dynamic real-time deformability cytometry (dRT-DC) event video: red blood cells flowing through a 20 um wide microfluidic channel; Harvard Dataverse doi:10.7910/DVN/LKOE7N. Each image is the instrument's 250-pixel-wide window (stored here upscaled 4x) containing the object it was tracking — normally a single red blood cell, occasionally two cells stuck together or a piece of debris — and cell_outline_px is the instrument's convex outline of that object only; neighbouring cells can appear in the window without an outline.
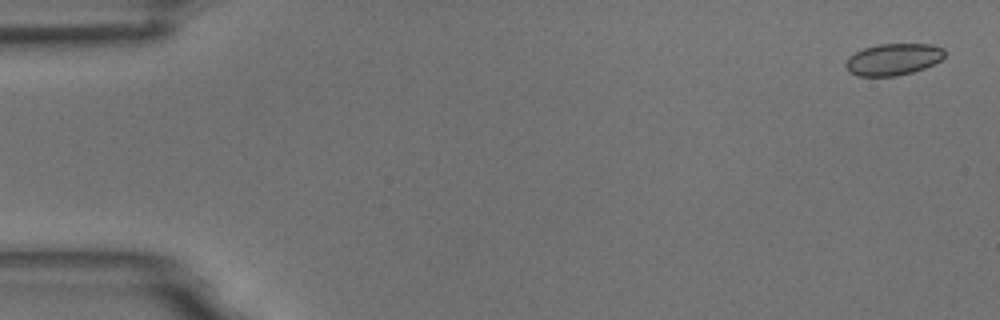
{"species": "common noctule bat (a hibernating species)", "species_latin": "Nyctalus noctula", "temperature_condition": "room temperature", "stored_images_in_passage": 54, "camera_frame_rate_fps": 3000, "um_per_image_px": 0.085, "animal": {"sex": "male", "body_mass_g": 18.8}, "frame": {"image": 1, "passage_image": 2, "time_ms": 0.333, "image_size_px": [1000, 320], "cell_outline_px": [[944, 56], [940, 60], [924, 68], [912, 72], [896, 76], [856, 76], [848, 72], [844, 64], [848, 56], [864, 48], [880, 44], [932, 44], [944, 48]], "centroid_in_image_um": [75.89, 5.05], "position_along_channel_um": 9.1, "area_um2": 18.32}}
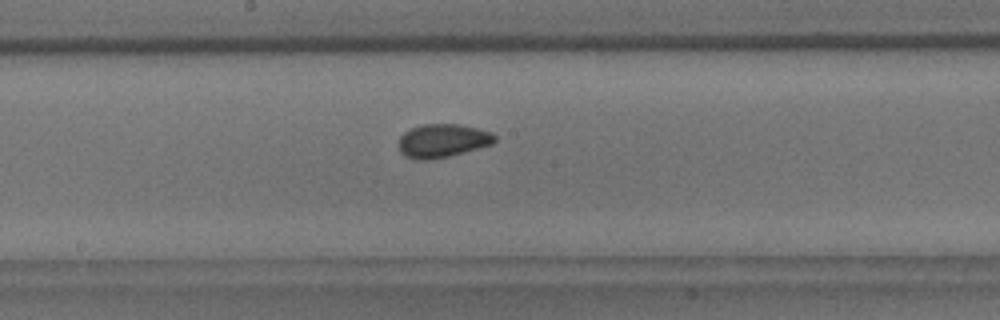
{"frame": {"image": 2, "passage_image": 29, "time_ms": 9.333, "image_size_px": [1000, 320], "cell_outline_px": [[496, 140], [492, 144], [464, 152], [448, 156], [428, 160], [416, 160], [404, 156], [400, 152], [400, 136], [404, 132], [412, 128], [424, 124], [460, 124], [492, 132], [496, 136]], "centroid_in_image_um": [37.62, 11.96], "position_along_channel_um": 210.6, "area_um2": 18.67}}
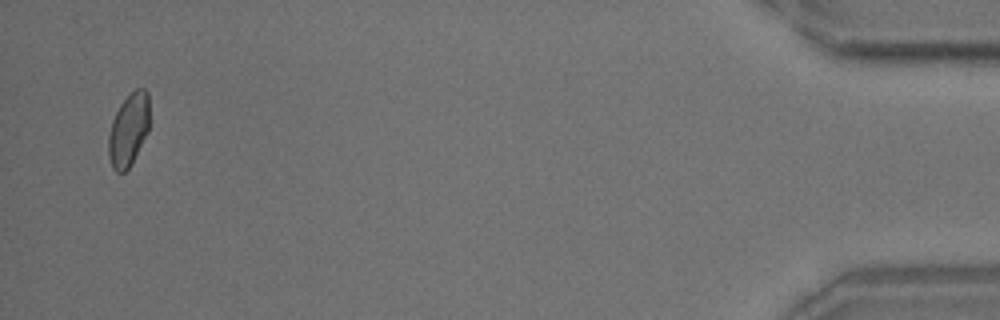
{"frame": {"image": 3, "passage_image": 53, "time_ms": 17.333, "image_size_px": [1000, 320], "cell_outline_px": [[148, 132], [128, 168], [124, 172], [116, 172], [112, 168], [108, 156], [108, 136], [112, 120], [120, 104], [136, 88], [144, 88], [148, 92]], "centroid_in_image_um": [10.91, 11.03], "position_along_channel_um": 424.3, "area_um2": 17.17}, "authors_computed_cell_mechanics": {"area_um2": 18.0914, "velocity_mm_per_s": 3.7194, "shape_relaxation_time_tau1_ms": 4.5301, "shape_relaxation_time_tau2_ms": 1.6251, "deformation_change_tau1": 0.0762, "deformation_change_tau2": 0.0602}}